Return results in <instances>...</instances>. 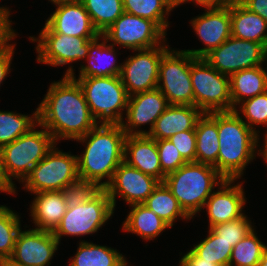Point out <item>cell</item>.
Returning <instances> with one entry per match:
<instances>
[{
	"instance_id": "cell-1",
	"label": "cell",
	"mask_w": 267,
	"mask_h": 266,
	"mask_svg": "<svg viewBox=\"0 0 267 266\" xmlns=\"http://www.w3.org/2000/svg\"><path fill=\"white\" fill-rule=\"evenodd\" d=\"M39 124L58 140H77L98 122L92 116L80 84L72 76L53 81L38 105Z\"/></svg>"
},
{
	"instance_id": "cell-2",
	"label": "cell",
	"mask_w": 267,
	"mask_h": 266,
	"mask_svg": "<svg viewBox=\"0 0 267 266\" xmlns=\"http://www.w3.org/2000/svg\"><path fill=\"white\" fill-rule=\"evenodd\" d=\"M126 134L120 124L98 123L76 141L85 144L77 155L78 174L83 188H105L124 161ZM103 181L101 182L102 180Z\"/></svg>"
},
{
	"instance_id": "cell-3",
	"label": "cell",
	"mask_w": 267,
	"mask_h": 266,
	"mask_svg": "<svg viewBox=\"0 0 267 266\" xmlns=\"http://www.w3.org/2000/svg\"><path fill=\"white\" fill-rule=\"evenodd\" d=\"M219 153L217 171L228 180H237L258 154L260 136L233 111L218 112Z\"/></svg>"
},
{
	"instance_id": "cell-4",
	"label": "cell",
	"mask_w": 267,
	"mask_h": 266,
	"mask_svg": "<svg viewBox=\"0 0 267 266\" xmlns=\"http://www.w3.org/2000/svg\"><path fill=\"white\" fill-rule=\"evenodd\" d=\"M114 208L104 188H84L76 192L65 215L53 232L59 241L62 236H85L98 232L112 218Z\"/></svg>"
},
{
	"instance_id": "cell-5",
	"label": "cell",
	"mask_w": 267,
	"mask_h": 266,
	"mask_svg": "<svg viewBox=\"0 0 267 266\" xmlns=\"http://www.w3.org/2000/svg\"><path fill=\"white\" fill-rule=\"evenodd\" d=\"M225 178L213 167L198 162H187L165 176L164 183L191 218L203 209L215 187Z\"/></svg>"
},
{
	"instance_id": "cell-6",
	"label": "cell",
	"mask_w": 267,
	"mask_h": 266,
	"mask_svg": "<svg viewBox=\"0 0 267 266\" xmlns=\"http://www.w3.org/2000/svg\"><path fill=\"white\" fill-rule=\"evenodd\" d=\"M73 67L69 65L64 76H72L80 84L94 119L98 123L120 124L124 120L123 114L129 99L120 76H89L76 79Z\"/></svg>"
},
{
	"instance_id": "cell-7",
	"label": "cell",
	"mask_w": 267,
	"mask_h": 266,
	"mask_svg": "<svg viewBox=\"0 0 267 266\" xmlns=\"http://www.w3.org/2000/svg\"><path fill=\"white\" fill-rule=\"evenodd\" d=\"M57 144L35 165L22 181L24 189L30 193L44 191H73L82 189L77 155L59 150Z\"/></svg>"
},
{
	"instance_id": "cell-8",
	"label": "cell",
	"mask_w": 267,
	"mask_h": 266,
	"mask_svg": "<svg viewBox=\"0 0 267 266\" xmlns=\"http://www.w3.org/2000/svg\"><path fill=\"white\" fill-rule=\"evenodd\" d=\"M41 130L32 128L13 142L0 149V156L6 177L22 182L31 169L57 144L52 135L38 123Z\"/></svg>"
},
{
	"instance_id": "cell-9",
	"label": "cell",
	"mask_w": 267,
	"mask_h": 266,
	"mask_svg": "<svg viewBox=\"0 0 267 266\" xmlns=\"http://www.w3.org/2000/svg\"><path fill=\"white\" fill-rule=\"evenodd\" d=\"M190 77L195 107L203 113L232 111L228 75L218 72L204 58L190 54Z\"/></svg>"
},
{
	"instance_id": "cell-10",
	"label": "cell",
	"mask_w": 267,
	"mask_h": 266,
	"mask_svg": "<svg viewBox=\"0 0 267 266\" xmlns=\"http://www.w3.org/2000/svg\"><path fill=\"white\" fill-rule=\"evenodd\" d=\"M98 37H76L55 33L46 23L39 32L38 38L30 36L31 42H37L39 63L52 67L63 66L76 61L86 60L90 45Z\"/></svg>"
},
{
	"instance_id": "cell-11",
	"label": "cell",
	"mask_w": 267,
	"mask_h": 266,
	"mask_svg": "<svg viewBox=\"0 0 267 266\" xmlns=\"http://www.w3.org/2000/svg\"><path fill=\"white\" fill-rule=\"evenodd\" d=\"M157 88L169 105L194 106V93L190 77V53L171 48L159 64Z\"/></svg>"
},
{
	"instance_id": "cell-12",
	"label": "cell",
	"mask_w": 267,
	"mask_h": 266,
	"mask_svg": "<svg viewBox=\"0 0 267 266\" xmlns=\"http://www.w3.org/2000/svg\"><path fill=\"white\" fill-rule=\"evenodd\" d=\"M115 47L129 50L149 49L167 41L166 33L152 20L123 13L101 34Z\"/></svg>"
},
{
	"instance_id": "cell-13",
	"label": "cell",
	"mask_w": 267,
	"mask_h": 266,
	"mask_svg": "<svg viewBox=\"0 0 267 266\" xmlns=\"http://www.w3.org/2000/svg\"><path fill=\"white\" fill-rule=\"evenodd\" d=\"M225 75L267 64V49L260 43L231 36L203 57ZM266 61V62H265Z\"/></svg>"
},
{
	"instance_id": "cell-14",
	"label": "cell",
	"mask_w": 267,
	"mask_h": 266,
	"mask_svg": "<svg viewBox=\"0 0 267 266\" xmlns=\"http://www.w3.org/2000/svg\"><path fill=\"white\" fill-rule=\"evenodd\" d=\"M170 48L165 41V44L153 48L133 50L136 54L126 58L120 78L129 96L157 88L159 64Z\"/></svg>"
},
{
	"instance_id": "cell-15",
	"label": "cell",
	"mask_w": 267,
	"mask_h": 266,
	"mask_svg": "<svg viewBox=\"0 0 267 266\" xmlns=\"http://www.w3.org/2000/svg\"><path fill=\"white\" fill-rule=\"evenodd\" d=\"M168 106L166 97L158 88L129 96L126 120L120 123L122 130L127 136L148 135ZM145 124L150 126L148 131L141 129Z\"/></svg>"
},
{
	"instance_id": "cell-16",
	"label": "cell",
	"mask_w": 267,
	"mask_h": 266,
	"mask_svg": "<svg viewBox=\"0 0 267 266\" xmlns=\"http://www.w3.org/2000/svg\"><path fill=\"white\" fill-rule=\"evenodd\" d=\"M190 23L205 47L183 51L195 58H203L231 37V1L221 7L205 8V12L190 20Z\"/></svg>"
},
{
	"instance_id": "cell-17",
	"label": "cell",
	"mask_w": 267,
	"mask_h": 266,
	"mask_svg": "<svg viewBox=\"0 0 267 266\" xmlns=\"http://www.w3.org/2000/svg\"><path fill=\"white\" fill-rule=\"evenodd\" d=\"M159 183L158 179L144 174L123 161L104 189L115 210L117 196H120L129 205L143 204Z\"/></svg>"
},
{
	"instance_id": "cell-18",
	"label": "cell",
	"mask_w": 267,
	"mask_h": 266,
	"mask_svg": "<svg viewBox=\"0 0 267 266\" xmlns=\"http://www.w3.org/2000/svg\"><path fill=\"white\" fill-rule=\"evenodd\" d=\"M59 244L53 232L35 228L25 231L21 229L9 261L17 266H49Z\"/></svg>"
},
{
	"instance_id": "cell-19",
	"label": "cell",
	"mask_w": 267,
	"mask_h": 266,
	"mask_svg": "<svg viewBox=\"0 0 267 266\" xmlns=\"http://www.w3.org/2000/svg\"><path fill=\"white\" fill-rule=\"evenodd\" d=\"M235 181L237 180L225 179L205 202L203 209L206 208L208 214V228L238 219L245 214L243 208L247 198L243 183L233 184Z\"/></svg>"
},
{
	"instance_id": "cell-20",
	"label": "cell",
	"mask_w": 267,
	"mask_h": 266,
	"mask_svg": "<svg viewBox=\"0 0 267 266\" xmlns=\"http://www.w3.org/2000/svg\"><path fill=\"white\" fill-rule=\"evenodd\" d=\"M55 11L46 24L55 32L76 37H99L90 16L80 0L55 3Z\"/></svg>"
},
{
	"instance_id": "cell-21",
	"label": "cell",
	"mask_w": 267,
	"mask_h": 266,
	"mask_svg": "<svg viewBox=\"0 0 267 266\" xmlns=\"http://www.w3.org/2000/svg\"><path fill=\"white\" fill-rule=\"evenodd\" d=\"M73 191H44L35 194L30 216L35 229L54 232L65 215Z\"/></svg>"
},
{
	"instance_id": "cell-22",
	"label": "cell",
	"mask_w": 267,
	"mask_h": 266,
	"mask_svg": "<svg viewBox=\"0 0 267 266\" xmlns=\"http://www.w3.org/2000/svg\"><path fill=\"white\" fill-rule=\"evenodd\" d=\"M124 162L144 174L164 182L156 140L148 135L126 136L124 143Z\"/></svg>"
},
{
	"instance_id": "cell-23",
	"label": "cell",
	"mask_w": 267,
	"mask_h": 266,
	"mask_svg": "<svg viewBox=\"0 0 267 266\" xmlns=\"http://www.w3.org/2000/svg\"><path fill=\"white\" fill-rule=\"evenodd\" d=\"M203 112L191 105H169L157 118L148 136L155 140L169 139L176 133L195 130Z\"/></svg>"
},
{
	"instance_id": "cell-24",
	"label": "cell",
	"mask_w": 267,
	"mask_h": 266,
	"mask_svg": "<svg viewBox=\"0 0 267 266\" xmlns=\"http://www.w3.org/2000/svg\"><path fill=\"white\" fill-rule=\"evenodd\" d=\"M102 39V40H100ZM115 47L108 44L107 40L100 35L89 48L86 58L87 65H80V77H106L120 76L122 63H117V51ZM119 64V65H118Z\"/></svg>"
},
{
	"instance_id": "cell-25",
	"label": "cell",
	"mask_w": 267,
	"mask_h": 266,
	"mask_svg": "<svg viewBox=\"0 0 267 266\" xmlns=\"http://www.w3.org/2000/svg\"><path fill=\"white\" fill-rule=\"evenodd\" d=\"M231 36L260 43L267 49V21L239 0H231Z\"/></svg>"
},
{
	"instance_id": "cell-26",
	"label": "cell",
	"mask_w": 267,
	"mask_h": 266,
	"mask_svg": "<svg viewBox=\"0 0 267 266\" xmlns=\"http://www.w3.org/2000/svg\"><path fill=\"white\" fill-rule=\"evenodd\" d=\"M196 162L217 170L219 153L218 112L203 113L196 128Z\"/></svg>"
},
{
	"instance_id": "cell-27",
	"label": "cell",
	"mask_w": 267,
	"mask_h": 266,
	"mask_svg": "<svg viewBox=\"0 0 267 266\" xmlns=\"http://www.w3.org/2000/svg\"><path fill=\"white\" fill-rule=\"evenodd\" d=\"M229 79L232 111L244 100L267 91V67L263 65L235 72Z\"/></svg>"
},
{
	"instance_id": "cell-28",
	"label": "cell",
	"mask_w": 267,
	"mask_h": 266,
	"mask_svg": "<svg viewBox=\"0 0 267 266\" xmlns=\"http://www.w3.org/2000/svg\"><path fill=\"white\" fill-rule=\"evenodd\" d=\"M132 209L122 224L123 232L136 234L145 241L155 240L165 229L171 227L145 204L129 205Z\"/></svg>"
},
{
	"instance_id": "cell-29",
	"label": "cell",
	"mask_w": 267,
	"mask_h": 266,
	"mask_svg": "<svg viewBox=\"0 0 267 266\" xmlns=\"http://www.w3.org/2000/svg\"><path fill=\"white\" fill-rule=\"evenodd\" d=\"M69 266H120L125 256L117 249L82 240Z\"/></svg>"
},
{
	"instance_id": "cell-30",
	"label": "cell",
	"mask_w": 267,
	"mask_h": 266,
	"mask_svg": "<svg viewBox=\"0 0 267 266\" xmlns=\"http://www.w3.org/2000/svg\"><path fill=\"white\" fill-rule=\"evenodd\" d=\"M143 204L164 220L170 227L174 225L178 217H181V220H191L164 182L158 184Z\"/></svg>"
},
{
	"instance_id": "cell-31",
	"label": "cell",
	"mask_w": 267,
	"mask_h": 266,
	"mask_svg": "<svg viewBox=\"0 0 267 266\" xmlns=\"http://www.w3.org/2000/svg\"><path fill=\"white\" fill-rule=\"evenodd\" d=\"M124 12L154 21L166 34L167 20L175 6L169 0H122ZM167 16V17H166Z\"/></svg>"
},
{
	"instance_id": "cell-32",
	"label": "cell",
	"mask_w": 267,
	"mask_h": 266,
	"mask_svg": "<svg viewBox=\"0 0 267 266\" xmlns=\"http://www.w3.org/2000/svg\"><path fill=\"white\" fill-rule=\"evenodd\" d=\"M38 107L32 115L0 110V149L38 127Z\"/></svg>"
},
{
	"instance_id": "cell-33",
	"label": "cell",
	"mask_w": 267,
	"mask_h": 266,
	"mask_svg": "<svg viewBox=\"0 0 267 266\" xmlns=\"http://www.w3.org/2000/svg\"><path fill=\"white\" fill-rule=\"evenodd\" d=\"M88 12L93 27L102 34L123 13L122 0H80Z\"/></svg>"
},
{
	"instance_id": "cell-34",
	"label": "cell",
	"mask_w": 267,
	"mask_h": 266,
	"mask_svg": "<svg viewBox=\"0 0 267 266\" xmlns=\"http://www.w3.org/2000/svg\"><path fill=\"white\" fill-rule=\"evenodd\" d=\"M266 247L253 229L233 247L229 266H259Z\"/></svg>"
},
{
	"instance_id": "cell-35",
	"label": "cell",
	"mask_w": 267,
	"mask_h": 266,
	"mask_svg": "<svg viewBox=\"0 0 267 266\" xmlns=\"http://www.w3.org/2000/svg\"><path fill=\"white\" fill-rule=\"evenodd\" d=\"M208 235L200 243L193 245L191 250L204 260L212 261L219 266H229L233 247L220 239L210 228Z\"/></svg>"
},
{
	"instance_id": "cell-36",
	"label": "cell",
	"mask_w": 267,
	"mask_h": 266,
	"mask_svg": "<svg viewBox=\"0 0 267 266\" xmlns=\"http://www.w3.org/2000/svg\"><path fill=\"white\" fill-rule=\"evenodd\" d=\"M19 214L6 205H0V264L12 257L16 237L21 230Z\"/></svg>"
},
{
	"instance_id": "cell-37",
	"label": "cell",
	"mask_w": 267,
	"mask_h": 266,
	"mask_svg": "<svg viewBox=\"0 0 267 266\" xmlns=\"http://www.w3.org/2000/svg\"><path fill=\"white\" fill-rule=\"evenodd\" d=\"M234 111L239 115L242 114L240 117H243V121L260 136V131L256 130L255 126L263 125L267 127V91L244 100Z\"/></svg>"
},
{
	"instance_id": "cell-38",
	"label": "cell",
	"mask_w": 267,
	"mask_h": 266,
	"mask_svg": "<svg viewBox=\"0 0 267 266\" xmlns=\"http://www.w3.org/2000/svg\"><path fill=\"white\" fill-rule=\"evenodd\" d=\"M248 218L249 217L245 214L238 219L214 225L210 229L217 236H220V239L234 247L250 231L255 229L254 226H252L251 220Z\"/></svg>"
},
{
	"instance_id": "cell-39",
	"label": "cell",
	"mask_w": 267,
	"mask_h": 266,
	"mask_svg": "<svg viewBox=\"0 0 267 266\" xmlns=\"http://www.w3.org/2000/svg\"><path fill=\"white\" fill-rule=\"evenodd\" d=\"M162 172L168 175L183 166L187 161L175 145L168 139L156 140Z\"/></svg>"
},
{
	"instance_id": "cell-40",
	"label": "cell",
	"mask_w": 267,
	"mask_h": 266,
	"mask_svg": "<svg viewBox=\"0 0 267 266\" xmlns=\"http://www.w3.org/2000/svg\"><path fill=\"white\" fill-rule=\"evenodd\" d=\"M170 140L187 162H196V133L186 130L171 136Z\"/></svg>"
},
{
	"instance_id": "cell-41",
	"label": "cell",
	"mask_w": 267,
	"mask_h": 266,
	"mask_svg": "<svg viewBox=\"0 0 267 266\" xmlns=\"http://www.w3.org/2000/svg\"><path fill=\"white\" fill-rule=\"evenodd\" d=\"M17 33L2 34L0 36V86L4 79L8 77L11 72V64L14 56V50L16 43L11 44V41L15 39ZM10 42V43H9Z\"/></svg>"
},
{
	"instance_id": "cell-42",
	"label": "cell",
	"mask_w": 267,
	"mask_h": 266,
	"mask_svg": "<svg viewBox=\"0 0 267 266\" xmlns=\"http://www.w3.org/2000/svg\"><path fill=\"white\" fill-rule=\"evenodd\" d=\"M182 266H219L212 261L199 258L191 249L179 261Z\"/></svg>"
},
{
	"instance_id": "cell-43",
	"label": "cell",
	"mask_w": 267,
	"mask_h": 266,
	"mask_svg": "<svg viewBox=\"0 0 267 266\" xmlns=\"http://www.w3.org/2000/svg\"><path fill=\"white\" fill-rule=\"evenodd\" d=\"M250 11L267 21V0H239Z\"/></svg>"
},
{
	"instance_id": "cell-44",
	"label": "cell",
	"mask_w": 267,
	"mask_h": 266,
	"mask_svg": "<svg viewBox=\"0 0 267 266\" xmlns=\"http://www.w3.org/2000/svg\"><path fill=\"white\" fill-rule=\"evenodd\" d=\"M10 9L9 7H0V33L1 34H13L16 31L12 28V20L10 17Z\"/></svg>"
},
{
	"instance_id": "cell-45",
	"label": "cell",
	"mask_w": 267,
	"mask_h": 266,
	"mask_svg": "<svg viewBox=\"0 0 267 266\" xmlns=\"http://www.w3.org/2000/svg\"><path fill=\"white\" fill-rule=\"evenodd\" d=\"M0 191L1 192H7L8 194H17L16 193V185L12 184L9 179L6 177L3 164L0 156Z\"/></svg>"
},
{
	"instance_id": "cell-46",
	"label": "cell",
	"mask_w": 267,
	"mask_h": 266,
	"mask_svg": "<svg viewBox=\"0 0 267 266\" xmlns=\"http://www.w3.org/2000/svg\"><path fill=\"white\" fill-rule=\"evenodd\" d=\"M231 0H185L183 3L192 2L196 6L211 8V7H221L227 5Z\"/></svg>"
},
{
	"instance_id": "cell-47",
	"label": "cell",
	"mask_w": 267,
	"mask_h": 266,
	"mask_svg": "<svg viewBox=\"0 0 267 266\" xmlns=\"http://www.w3.org/2000/svg\"><path fill=\"white\" fill-rule=\"evenodd\" d=\"M263 140H264V142H263L264 144H262L263 148H261L260 144H258V147L260 149H258L257 155H259V156L261 155L262 158L264 159L263 161H265L267 163V133H265ZM266 166H267V164H266Z\"/></svg>"
},
{
	"instance_id": "cell-48",
	"label": "cell",
	"mask_w": 267,
	"mask_h": 266,
	"mask_svg": "<svg viewBox=\"0 0 267 266\" xmlns=\"http://www.w3.org/2000/svg\"><path fill=\"white\" fill-rule=\"evenodd\" d=\"M259 266H267V247L263 252V255H262L261 260L259 262Z\"/></svg>"
},
{
	"instance_id": "cell-49",
	"label": "cell",
	"mask_w": 267,
	"mask_h": 266,
	"mask_svg": "<svg viewBox=\"0 0 267 266\" xmlns=\"http://www.w3.org/2000/svg\"><path fill=\"white\" fill-rule=\"evenodd\" d=\"M175 7H178L183 4L185 0H169Z\"/></svg>"
},
{
	"instance_id": "cell-50",
	"label": "cell",
	"mask_w": 267,
	"mask_h": 266,
	"mask_svg": "<svg viewBox=\"0 0 267 266\" xmlns=\"http://www.w3.org/2000/svg\"><path fill=\"white\" fill-rule=\"evenodd\" d=\"M0 266H17V265L13 264L9 260H4V261H1Z\"/></svg>"
},
{
	"instance_id": "cell-51",
	"label": "cell",
	"mask_w": 267,
	"mask_h": 266,
	"mask_svg": "<svg viewBox=\"0 0 267 266\" xmlns=\"http://www.w3.org/2000/svg\"><path fill=\"white\" fill-rule=\"evenodd\" d=\"M50 2H52L53 4L55 3H59V2H66V1H73V0H49Z\"/></svg>"
},
{
	"instance_id": "cell-52",
	"label": "cell",
	"mask_w": 267,
	"mask_h": 266,
	"mask_svg": "<svg viewBox=\"0 0 267 266\" xmlns=\"http://www.w3.org/2000/svg\"><path fill=\"white\" fill-rule=\"evenodd\" d=\"M129 264H128V262H127V260L122 264V265H120V266H128ZM132 266V265H131Z\"/></svg>"
}]
</instances>
